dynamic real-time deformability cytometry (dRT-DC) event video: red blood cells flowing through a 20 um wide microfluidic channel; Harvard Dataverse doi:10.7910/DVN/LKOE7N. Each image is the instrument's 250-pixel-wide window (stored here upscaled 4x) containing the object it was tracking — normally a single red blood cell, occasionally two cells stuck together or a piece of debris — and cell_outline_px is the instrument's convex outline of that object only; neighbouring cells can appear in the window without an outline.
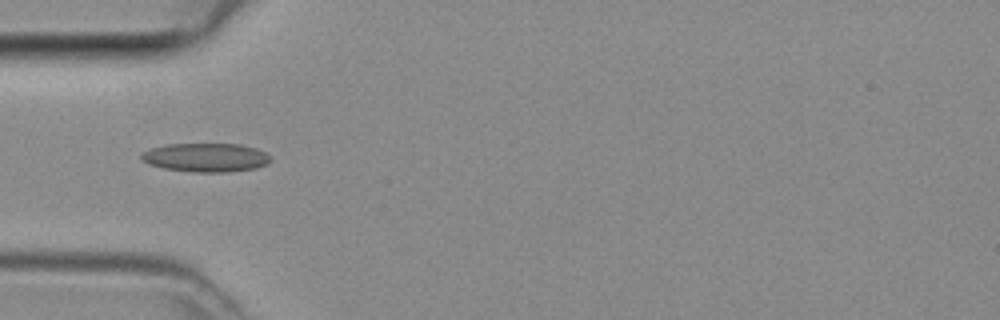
{"species": "common noctule bat (a hibernating species)", "species_latin": "Nyctalus noctula", "temperature_condition": "room temperature", "stored_images_in_passage": 4, "camera_frame_rate_fps": 3000, "um_per_image_px": 0.085, "animal": {"sex": "female", "body_mass_g": 29.2, "forearm_length_mm": 56.3}, "frame": {"image": 1, "passage_image": 4, "time_ms": 1.0, "image_size_px": [1000, 320], "cell_outline_px": [[272, 160], [268, 164], [256, 168], [228, 172], [196, 172], [164, 168], [148, 164], [140, 160], [140, 156], [144, 152], [152, 148], [168, 144], [240, 144], [256, 148], [264, 152]], "centroid_in_image_um": [17.51, 13.39], "position_along_channel_um": 67.5, "area_um2": 21.62}}